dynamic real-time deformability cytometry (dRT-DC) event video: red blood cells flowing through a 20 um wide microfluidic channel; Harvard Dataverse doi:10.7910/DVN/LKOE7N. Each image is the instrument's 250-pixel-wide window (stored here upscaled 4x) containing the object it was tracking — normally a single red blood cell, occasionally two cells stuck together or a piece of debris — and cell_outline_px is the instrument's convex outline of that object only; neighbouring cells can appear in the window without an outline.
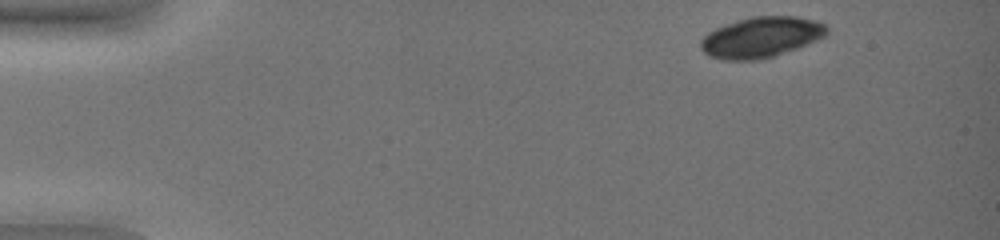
{"species": "common noctule bat (a hibernating species)", "species_latin": "Nyctalus noctula", "temperature_condition": "warm", "stored_images_in_passage": 12, "camera_frame_rate_fps": 3000, "um_per_image_px": 0.085, "animal": {"sex": "female", "body_mass_g": 19.0, "forearm_length_mm": 51.5}, "frame": {"image": 1, "passage_image": 1, "time_ms": 0.0, "image_size_px": [1000, 240], "cell_outline_px": [[828, 32], [824, 36], [808, 44], [760, 60], [720, 60], [708, 56], [700, 48], [700, 40], [708, 32], [716, 28], [752, 16], [796, 16], [816, 20], [828, 24]], "centroid_in_image_um": [64.7, 3.17], "position_along_channel_um": 20.3, "area_um2": 29.88}}
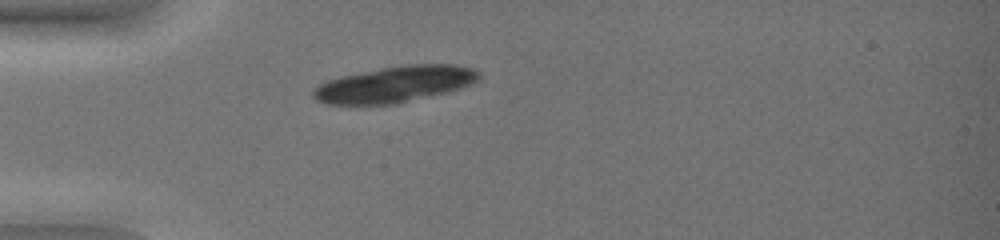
{"frame": {"image": 2, "passage_image": 6, "time_ms": 1.667, "image_size_px": [1000, 240], "cell_outline_px": [[480, 80], [472, 84], [448, 92], [396, 104], [356, 108], [328, 104], [316, 100], [312, 96], [312, 88], [328, 80], [340, 76], [380, 68], [408, 64], [452, 64], [476, 68], [480, 72]], "centroid_in_image_um": [33.52, 7.2], "position_along_channel_um": 51.5, "area_um2": 36.13}}